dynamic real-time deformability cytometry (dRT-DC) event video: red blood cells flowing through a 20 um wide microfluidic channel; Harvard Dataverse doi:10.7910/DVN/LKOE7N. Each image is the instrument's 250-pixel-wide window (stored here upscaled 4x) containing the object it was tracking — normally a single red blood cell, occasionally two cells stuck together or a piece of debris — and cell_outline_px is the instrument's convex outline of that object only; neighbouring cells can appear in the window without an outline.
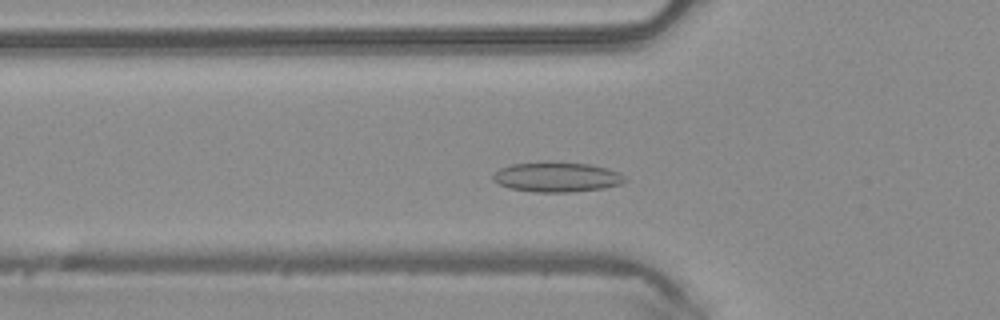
{"species": "common noctule bat (a hibernating species)", "species_latin": "Nyctalus noctula", "temperature_condition": "warm", "stored_images_in_passage": 45, "camera_frame_rate_fps": 3000, "um_per_image_px": 0.085, "animal": {"sex": "male", "body_mass_g": 20.4}, "frame": {"image": 1, "passage_image": 11, "time_ms": 3.333, "image_size_px": [1000, 320], "cell_outline_px": [[628, 180], [620, 184], [604, 188], [568, 192], [532, 192], [508, 188], [492, 180], [492, 172], [500, 168], [512, 164], [544, 160], [548, 160], [588, 164], [608, 168], [620, 172]], "centroid_in_image_um": [47.29, 15.02], "position_along_channel_um": 78.5, "area_um2": 23.58}}
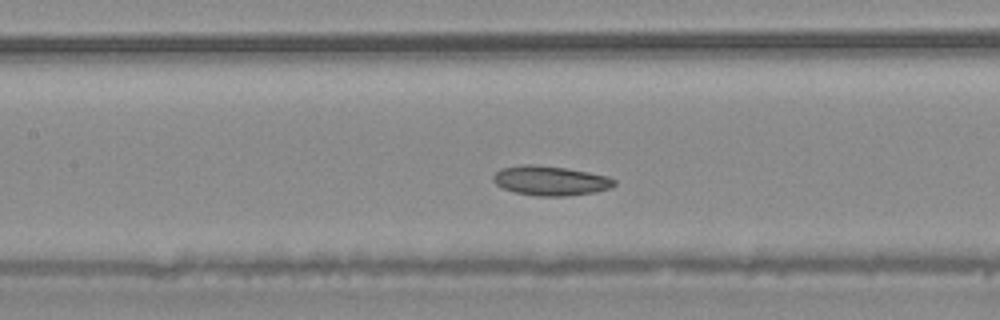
{"frame": {"image": 2, "passage_image": 17, "time_ms": 5.333, "image_size_px": [1000, 320], "cell_outline_px": [[616, 184], [608, 188], [596, 192], [564, 196], [536, 196], [516, 192], [504, 188], [496, 184], [492, 180], [492, 176], [500, 168], [524, 164], [536, 164], [564, 168], [588, 172], [608, 176], [616, 180]], "centroid_in_image_um": [46.77, 15.35], "position_along_channel_um": 160.6, "area_um2": 20.81}}
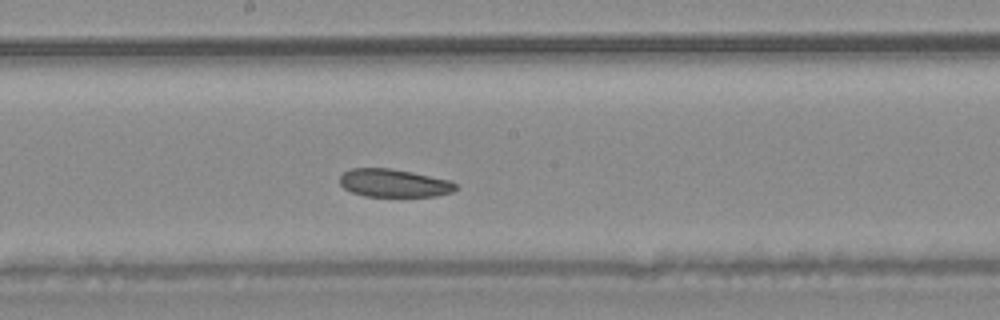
{"frame": {"image": 3, "passage_image": 21, "time_ms": 6.667, "image_size_px": [1000, 320], "cell_outline_px": [[456, 188], [452, 192], [436, 196], [364, 196], [352, 192], [344, 188], [340, 184], [340, 176], [344, 172], [352, 168], [392, 168], [412, 172], [448, 180], [456, 184]], "centroid_in_image_um": [33.45, 15.56], "position_along_channel_um": 214.7, "area_um2": 18.79}}